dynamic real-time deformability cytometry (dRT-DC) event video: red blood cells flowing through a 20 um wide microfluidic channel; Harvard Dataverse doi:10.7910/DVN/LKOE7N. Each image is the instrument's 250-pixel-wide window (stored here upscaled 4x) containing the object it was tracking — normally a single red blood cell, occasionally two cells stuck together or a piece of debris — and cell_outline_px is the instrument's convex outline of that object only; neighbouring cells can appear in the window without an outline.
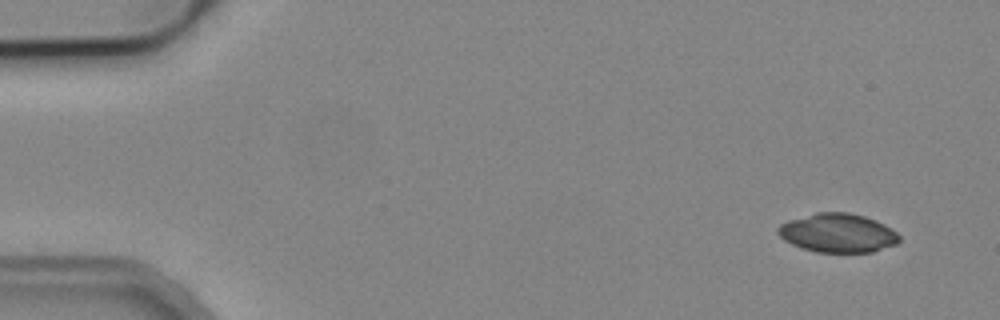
{"species": "common noctule bat (a hibernating species)", "species_latin": "Nyctalus noctula", "temperature_condition": "cold", "stored_images_in_passage": 2, "camera_frame_rate_fps": 3000, "um_per_image_px": 0.085, "animal": {"sex": "male", "body_mass_g": 19.2, "forearm_length_mm": 51.8}, "frame": {"image": 1, "passage_image": 1, "time_ms": 0.0, "image_size_px": [1000, 320], "cell_outline_px": [[900, 240], [896, 244], [872, 252], [816, 252], [800, 248], [784, 240], [776, 232], [776, 228], [780, 224], [788, 220], [816, 212], [848, 212], [864, 216], [876, 220], [892, 228], [900, 236]], "centroid_in_image_um": [71.19, 19.8], "position_along_channel_um": 13.8, "area_um2": 27.69}}